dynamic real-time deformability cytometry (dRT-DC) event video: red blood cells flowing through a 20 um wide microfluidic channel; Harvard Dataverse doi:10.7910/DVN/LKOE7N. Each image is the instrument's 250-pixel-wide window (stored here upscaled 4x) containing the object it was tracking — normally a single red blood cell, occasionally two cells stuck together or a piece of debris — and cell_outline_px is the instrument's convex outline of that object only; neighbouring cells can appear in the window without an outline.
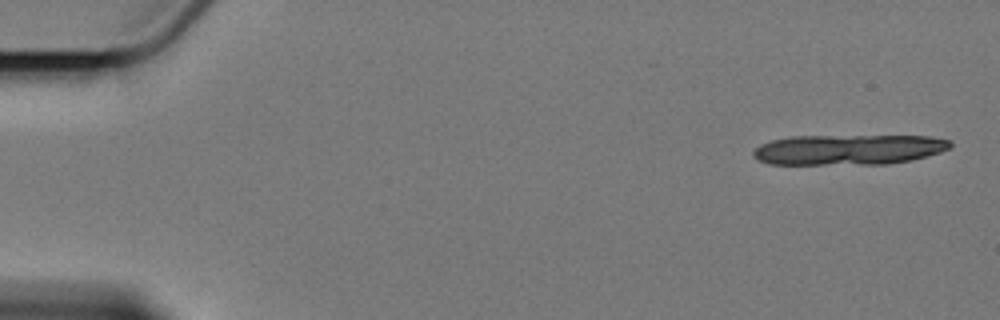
{"species": "Egyptian fruit bat (a non-hibernating species)", "species_latin": "Rousettus aegyptiacus", "temperature_condition": "cold", "stored_images_in_passage": 9, "segment_of_instrument_passage": [1, 2], "camera_frame_rate_fps": 3000, "um_per_image_px": 0.085, "animal": {"sex": "female"}, "frame": {"image": 1, "passage_image": 1, "time_ms": 0.0, "image_size_px": [1000, 320], "cell_outline_px": [[952, 148], [928, 156], [912, 160], [888, 164], [768, 164], [756, 160], [752, 156], [752, 152], [760, 144], [772, 140], [792, 136], [932, 136], [952, 140]], "centroid_in_image_um": [72.15, 12.72], "position_along_channel_um": 12.9, "area_um2": 35.2}}